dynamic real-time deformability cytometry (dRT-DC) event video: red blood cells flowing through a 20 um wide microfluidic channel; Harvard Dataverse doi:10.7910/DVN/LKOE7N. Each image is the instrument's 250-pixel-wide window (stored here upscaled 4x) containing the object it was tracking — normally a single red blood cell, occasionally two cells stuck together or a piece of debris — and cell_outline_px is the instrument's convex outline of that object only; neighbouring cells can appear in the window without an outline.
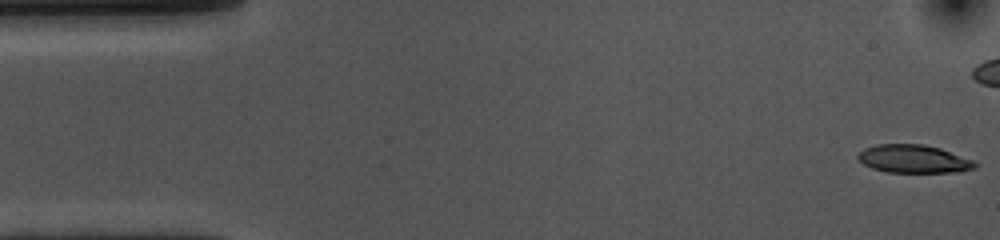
{"species": "common noctule bat (a hibernating species)", "species_latin": "Nyctalus noctula", "temperature_condition": "cold", "stored_images_in_passage": 43, "camera_frame_rate_fps": 3000, "um_per_image_px": 0.085, "animal": {"sex": "female", "body_mass_g": 10.0, "forearm_length_mm": 53.1}, "frame": {"image": 1, "passage_image": 1, "time_ms": 0.0, "image_size_px": [1000, 240], "cell_outline_px": [[976, 168], [960, 172], [888, 172], [872, 168], [864, 164], [856, 156], [864, 148], [876, 144], [924, 144], [940, 148], [972, 160], [976, 164]], "centroid_in_image_um": [77.65, 13.5], "position_along_channel_um": 7.4, "area_um2": 19.07}}
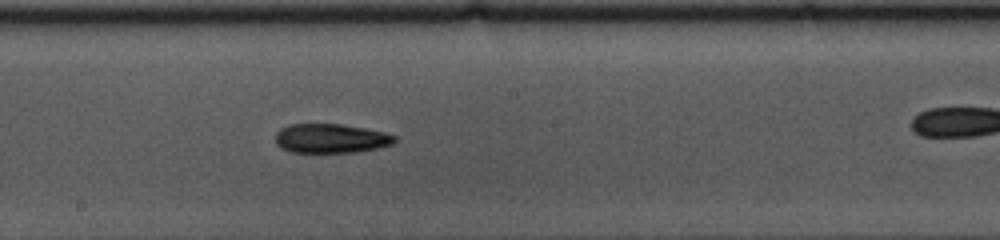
{"frame": {"image": 2, "passage_image": 28, "time_ms": 9.0, "image_size_px": [1000, 240], "cell_outline_px": [[396, 140], [392, 144], [376, 148], [356, 152], [288, 152], [280, 148], [276, 144], [276, 132], [280, 128], [288, 124], [340, 124], [364, 128], [384, 132], [396, 136]], "centroid_in_image_um": [28.08, 11.76], "position_along_channel_um": 220.1, "area_um2": 20.35}}
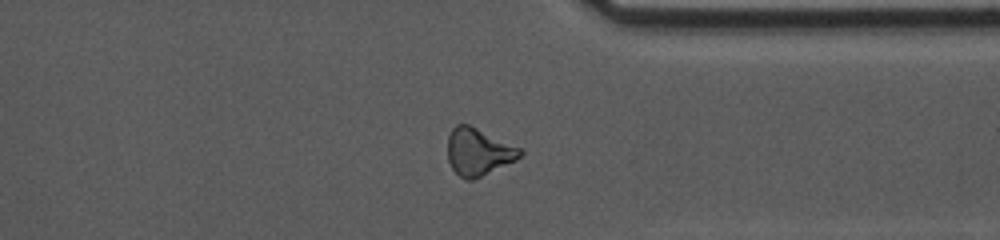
{"frame": {"image": 3, "passage_image": 41, "time_ms": 13.333, "image_size_px": [1000, 240], "cell_outline_px": [[524, 152], [516, 160], [472, 180], [468, 180], [460, 176], [452, 168], [448, 160], [448, 136], [452, 128], [456, 124], [468, 124], [520, 148]], "centroid_in_image_um": [40.64, 12.9], "position_along_channel_um": 370.8, "area_um2": 19.59}}